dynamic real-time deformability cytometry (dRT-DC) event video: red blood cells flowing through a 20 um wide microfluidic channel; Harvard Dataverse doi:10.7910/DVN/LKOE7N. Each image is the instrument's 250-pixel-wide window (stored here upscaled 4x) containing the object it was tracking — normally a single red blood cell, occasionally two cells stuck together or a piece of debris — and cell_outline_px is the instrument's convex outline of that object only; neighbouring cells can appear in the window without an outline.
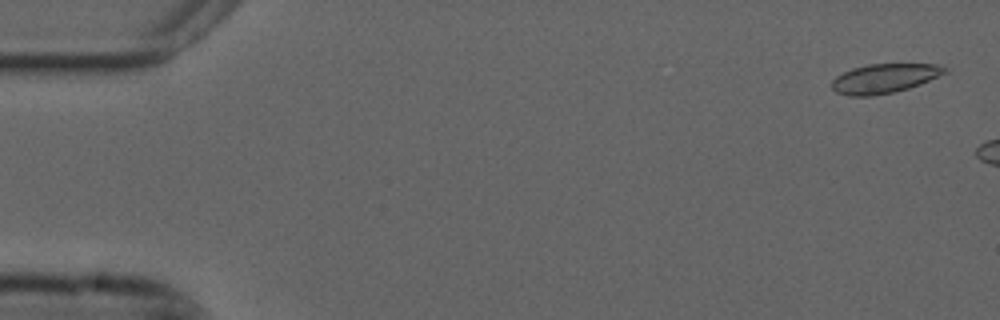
{"species": "common noctule bat (a hibernating species)", "species_latin": "Nyctalus noctula", "temperature_condition": "cold", "stored_images_in_passage": 6, "camera_frame_rate_fps": 3000, "um_per_image_px": 0.085, "animal": {"sex": "male", "forearm_length_mm": 52.5}, "frame": {"image": 1, "passage_image": 2, "time_ms": 0.333, "image_size_px": [1000, 320], "cell_outline_px": [[948, 72], [920, 84], [908, 88], [892, 92], [872, 96], [848, 96], [836, 92], [832, 88], [832, 80], [836, 76], [852, 68], [868, 64], [944, 64], [948, 68]], "centroid_in_image_um": [75.19, 6.65], "position_along_channel_um": 9.8, "area_um2": 19.36}}